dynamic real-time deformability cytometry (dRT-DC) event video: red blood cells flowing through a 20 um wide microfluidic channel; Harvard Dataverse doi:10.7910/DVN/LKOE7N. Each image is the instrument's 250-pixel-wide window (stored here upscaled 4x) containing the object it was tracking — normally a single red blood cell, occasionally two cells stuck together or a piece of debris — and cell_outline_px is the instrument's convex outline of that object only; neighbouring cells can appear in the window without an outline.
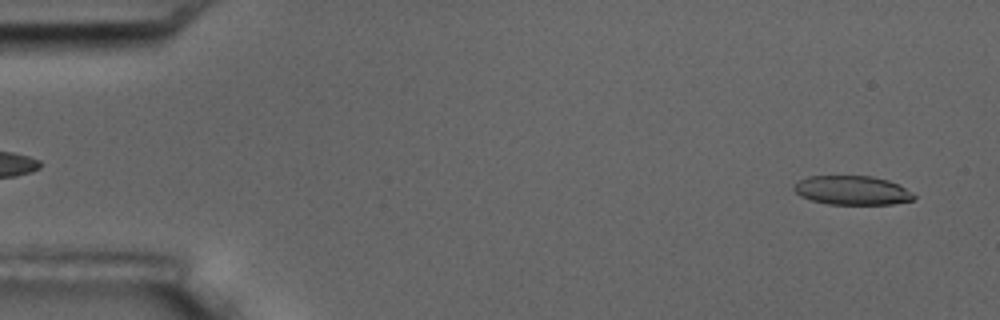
{"species": "common noctule bat (a hibernating species)", "species_latin": "Nyctalus noctula", "temperature_condition": "room temperature", "stored_images_in_passage": 5, "camera_frame_rate_fps": 3000, "um_per_image_px": 0.085, "animal": {"sex": "male", "body_mass_g": 17.5, "forearm_length_mm": 52.3}, "frame": {"image": 1, "passage_image": 1, "time_ms": 0.0, "image_size_px": [1000, 320], "cell_outline_px": [[916, 196], [912, 200], [892, 204], [828, 204], [812, 200], [800, 196], [792, 188], [796, 180], [808, 176], [872, 176], [888, 180], [904, 188]], "centroid_in_image_um": [72.37, 16.17], "position_along_channel_um": 12.6, "area_um2": 20.23}}
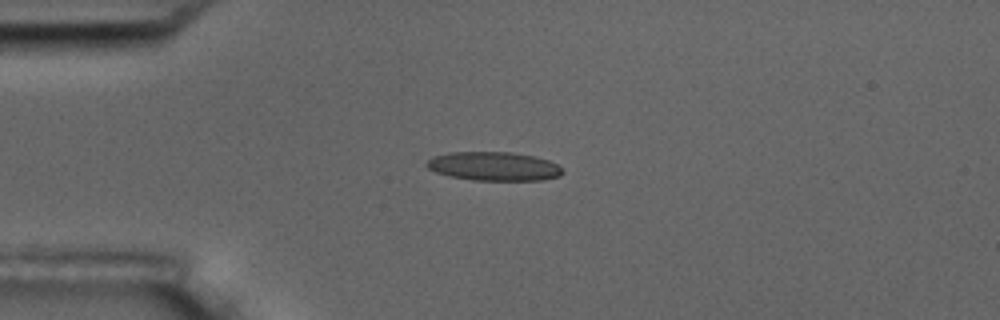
{"frame": {"image": 2, "passage_image": 4, "time_ms": 3.667, "image_size_px": [1000, 320], "cell_outline_px": [[564, 172], [560, 176], [544, 180], [472, 180], [448, 176], [436, 172], [428, 168], [424, 164], [432, 156], [448, 152], [512, 152], [532, 156], [548, 160], [556, 164]], "centroid_in_image_um": [41.94, 14.13], "position_along_channel_um": 43.1, "area_um2": 22.89}}